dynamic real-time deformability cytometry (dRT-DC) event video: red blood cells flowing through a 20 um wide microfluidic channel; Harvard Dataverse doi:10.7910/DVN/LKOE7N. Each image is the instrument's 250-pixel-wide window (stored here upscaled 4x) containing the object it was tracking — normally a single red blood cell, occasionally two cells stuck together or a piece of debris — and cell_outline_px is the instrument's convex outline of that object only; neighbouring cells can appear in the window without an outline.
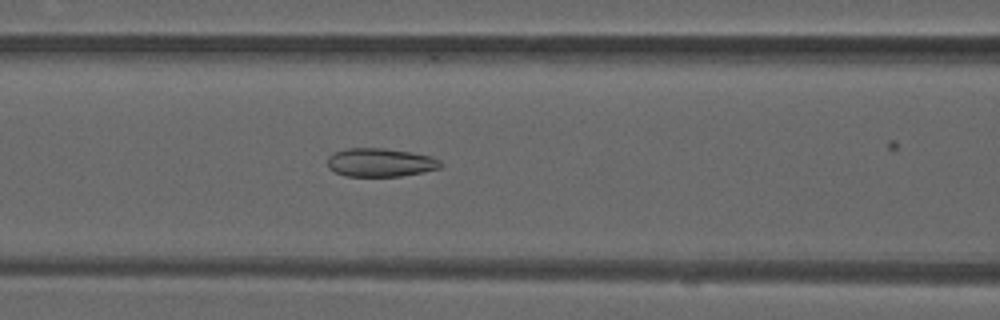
{"species": "common noctule bat (a hibernating species)", "species_latin": "Nyctalus noctula", "temperature_condition": "warm", "stored_images_in_passage": 33, "camera_frame_rate_fps": 3000, "um_per_image_px": 0.085, "animal": {"sex": "male", "forearm_length_mm": 52.5}, "frame": {"image": 1, "passage_image": 20, "time_ms": 6.333, "image_size_px": [1000, 320], "cell_outline_px": [[444, 164], [440, 168], [424, 172], [400, 176], [344, 176], [328, 168], [328, 156], [344, 148], [384, 148], [412, 152], [432, 156], [440, 160]], "centroid_in_image_um": [32.36, 13.81], "position_along_channel_um": 134.2, "area_um2": 18.96}}
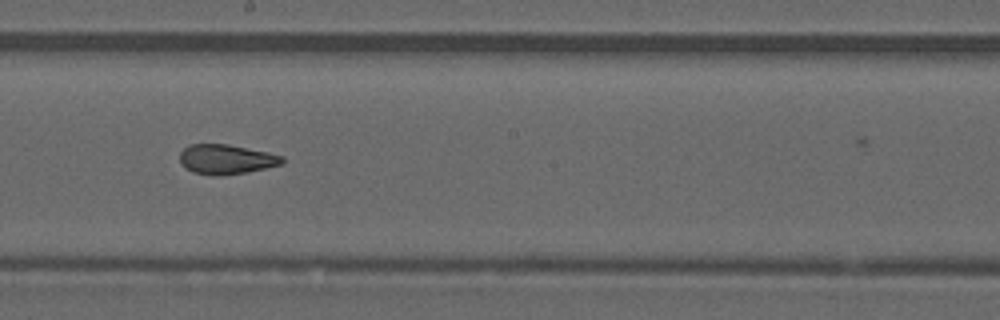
{"frame": {"image": 2, "passage_image": 27, "time_ms": 8.667, "image_size_px": [1000, 320], "cell_outline_px": [[284, 164], [248, 172], [220, 176], [216, 176], [192, 172], [180, 160], [180, 152], [188, 144], [228, 144], [268, 152], [284, 156]], "centroid_in_image_um": [19.27, 13.54], "position_along_channel_um": 228.9, "area_um2": 17.8}}
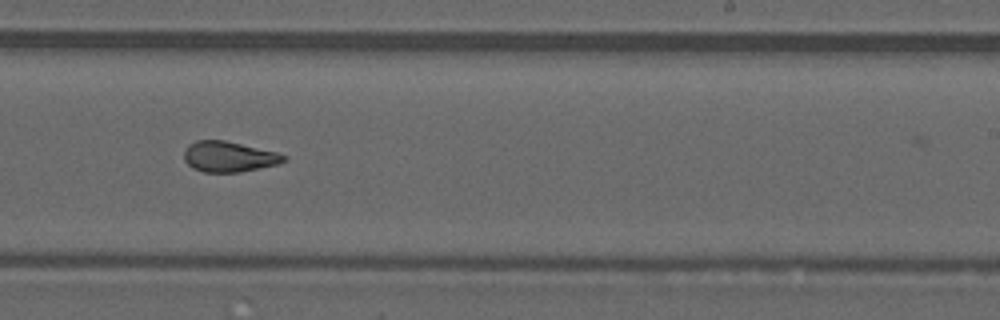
{"frame": {"image": 3, "passage_image": 30, "time_ms": 9.667, "image_size_px": [1000, 320], "cell_outline_px": [[288, 160], [280, 164], [240, 172], [204, 172], [192, 168], [184, 160], [184, 148], [188, 144], [196, 140], [224, 140], [276, 152], [288, 156]], "centroid_in_image_um": [19.46, 13.32], "position_along_channel_um": 269.5, "area_um2": 17.92}}